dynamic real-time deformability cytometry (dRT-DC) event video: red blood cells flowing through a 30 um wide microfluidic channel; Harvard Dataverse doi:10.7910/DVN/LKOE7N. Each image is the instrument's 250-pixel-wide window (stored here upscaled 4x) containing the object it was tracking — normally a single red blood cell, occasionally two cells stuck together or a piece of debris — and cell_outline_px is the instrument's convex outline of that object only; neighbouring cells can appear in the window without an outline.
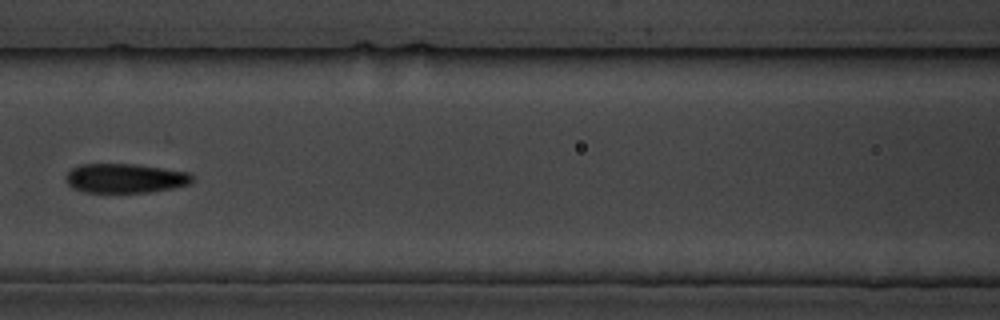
{"species": "common noctule bat (a hibernating species)", "species_latin": "Nyctalus noctula", "temperature_condition": "cold", "stored_images_in_passage": 17, "camera_frame_rate_fps": 3000, "um_per_image_px": 0.085, "animal": {"sex": "male", "body_mass_g": 19.5, "forearm_length_mm": 54.6}, "frame": {"image": 1, "passage_image": 8, "time_ms": 8.0, "image_size_px": [1000, 320], "cell_outline_px": [[196, 180], [192, 184], [152, 192], [84, 192], [72, 188], [64, 180], [64, 176], [72, 168], [80, 164], [136, 164], [188, 172]], "centroid_in_image_um": [10.64, 15.15], "position_along_channel_um": 156.0, "area_um2": 21.85}}
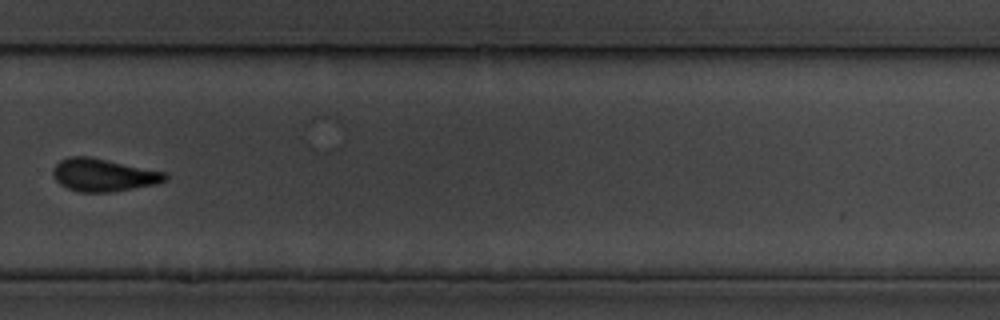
{"frame": {"image": 2, "passage_image": 12, "time_ms": 12.667, "image_size_px": [1000, 320], "cell_outline_px": [[168, 180], [156, 184], [112, 192], [80, 192], [68, 188], [60, 184], [56, 180], [52, 172], [52, 168], [60, 160], [68, 156], [88, 156], [168, 172]], "centroid_in_image_um": [8.82, 14.87], "position_along_channel_um": 321.0, "area_um2": 21.56}}
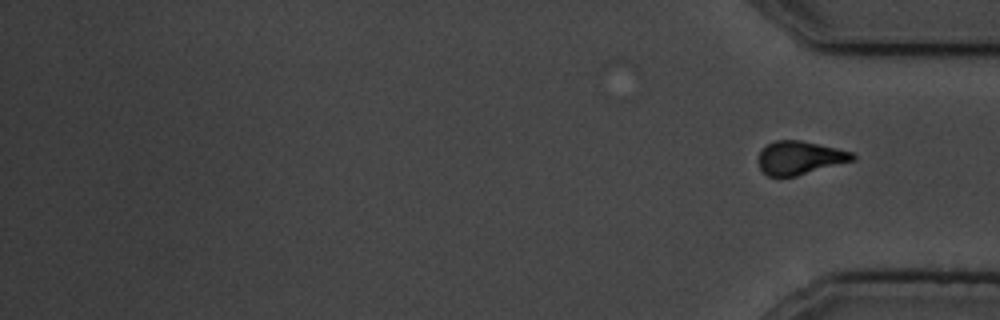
{"frame": {"image": 3, "passage_image": 17, "time_ms": 19.0, "image_size_px": [1000, 320], "cell_outline_px": [[856, 160], [796, 176], [768, 176], [760, 168], [756, 160], [760, 152], [768, 144], [776, 140], [800, 140], [836, 148], [852, 152], [856, 156]], "centroid_in_image_um": [67.98, 13.41], "position_along_channel_um": 367.2, "area_um2": 18.32}, "authors_computed_cell_mechanics": {"area_um2": 22.4842, "velocity_mm_per_s": 3.5578, "shape_relaxation_time_tau1_ms": 5.3206, "shape_relaxation_time_tau2_ms": 3.3985, "deformation_change_tau1": 0.1051, "deformation_change_tau2": 0.0788}}